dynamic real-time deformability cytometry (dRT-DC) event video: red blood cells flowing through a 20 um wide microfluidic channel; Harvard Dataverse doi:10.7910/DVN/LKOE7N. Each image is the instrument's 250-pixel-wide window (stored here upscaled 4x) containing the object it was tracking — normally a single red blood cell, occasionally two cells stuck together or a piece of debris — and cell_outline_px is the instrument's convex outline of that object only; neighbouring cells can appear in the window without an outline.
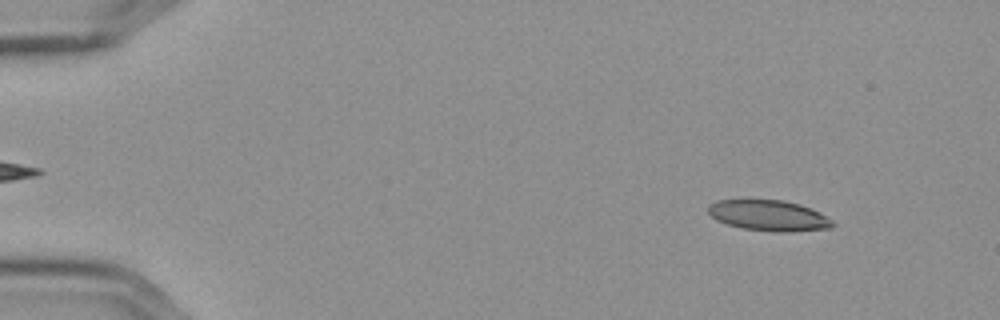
{"species": "Egyptian fruit bat (a non-hibernating species)", "species_latin": "Rousettus aegyptiacus", "temperature_condition": "cold", "stored_images_in_passage": 56, "camera_frame_rate_fps": 3000, "um_per_image_px": 0.085, "frame": {"image": 1, "passage_image": 6, "time_ms": 1.667, "image_size_px": [1000, 320], "cell_outline_px": [[836, 224], [832, 228], [788, 232], [776, 232], [744, 228], [728, 224], [716, 220], [708, 212], [708, 204], [716, 200], [784, 200], [800, 204], [820, 212], [832, 220]], "centroid_in_image_um": [65.37, 18.32], "position_along_channel_um": 19.6, "area_um2": 22.31}}
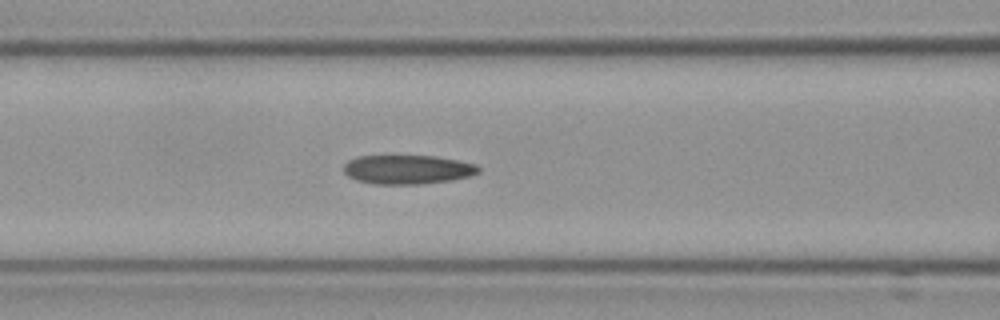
{"frame": {"image": 2, "passage_image": 24, "time_ms": 7.667, "image_size_px": [1000, 320], "cell_outline_px": [[480, 172], [472, 176], [452, 180], [420, 184], [376, 184], [356, 180], [348, 176], [344, 172], [344, 164], [348, 160], [356, 156], [436, 156], [476, 164], [480, 168]], "centroid_in_image_um": [34.65, 14.41], "position_along_channel_um": 131.9, "area_um2": 22.95}}
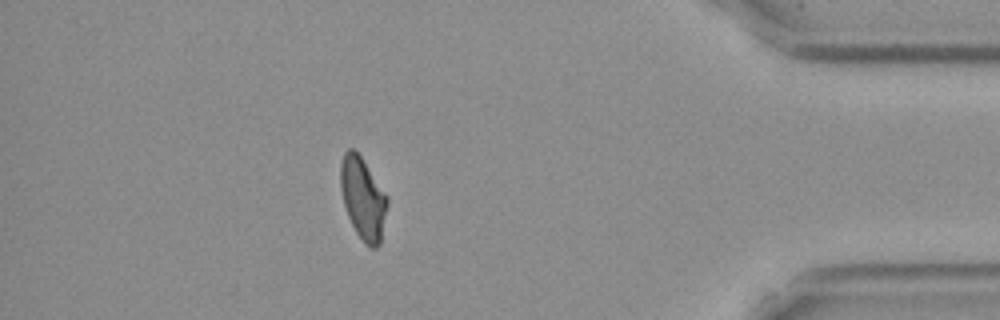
{"frame": {"image": 3, "passage_image": 50, "time_ms": 16.333, "image_size_px": [1000, 320], "cell_outline_px": [[388, 204], [380, 244], [376, 248], [368, 248], [364, 244], [356, 232], [348, 216], [344, 204], [340, 188], [340, 164], [344, 152], [348, 148], [352, 148], [360, 156], [388, 196]], "centroid_in_image_um": [30.85, 16.89], "position_along_channel_um": 404.3, "area_um2": 22.37}, "authors_computed_cell_mechanics": {"area_um2": 22.4842, "velocity_mm_per_s": 3.5966, "shape_relaxation_time_tau1_ms": null, "shape_relaxation_time_tau2_ms": 4.2296, "deformation_change_tau1": null, "deformation_change_tau2": 0.0975}}